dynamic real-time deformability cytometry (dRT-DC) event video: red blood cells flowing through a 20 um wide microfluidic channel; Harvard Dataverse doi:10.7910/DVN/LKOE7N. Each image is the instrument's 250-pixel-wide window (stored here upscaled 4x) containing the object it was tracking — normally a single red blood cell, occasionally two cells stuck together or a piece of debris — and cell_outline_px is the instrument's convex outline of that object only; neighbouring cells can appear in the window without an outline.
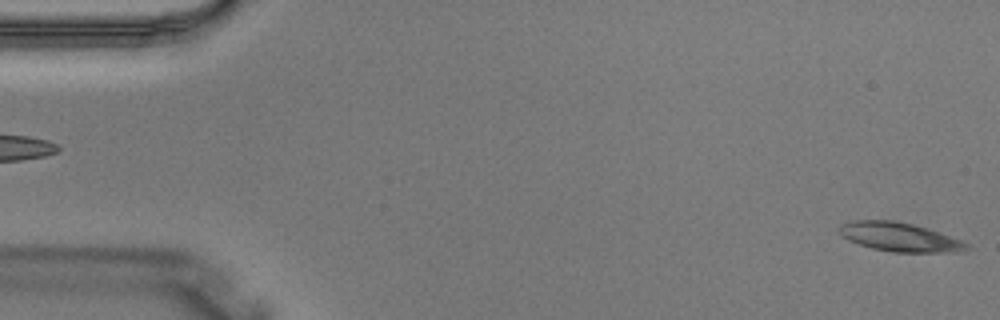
{"species": "Egyptian fruit bat (a non-hibernating species)", "species_latin": "Rousettus aegyptiacus", "temperature_condition": "warm", "stored_images_in_passage": 3, "camera_frame_rate_fps": 3000, "um_per_image_px": 0.085, "animal": {"sex": "male"}, "frame": {"image": 1, "passage_image": 3, "time_ms": 0.667, "image_size_px": [1000, 320], "cell_outline_px": [[972, 248], [960, 252], [892, 252], [872, 248], [848, 240], [836, 228], [840, 224], [852, 220], [892, 220], [912, 224], [960, 240], [968, 244]], "centroid_in_image_um": [76.43, 20.15], "position_along_channel_um": 8.6, "area_um2": 21.21}}